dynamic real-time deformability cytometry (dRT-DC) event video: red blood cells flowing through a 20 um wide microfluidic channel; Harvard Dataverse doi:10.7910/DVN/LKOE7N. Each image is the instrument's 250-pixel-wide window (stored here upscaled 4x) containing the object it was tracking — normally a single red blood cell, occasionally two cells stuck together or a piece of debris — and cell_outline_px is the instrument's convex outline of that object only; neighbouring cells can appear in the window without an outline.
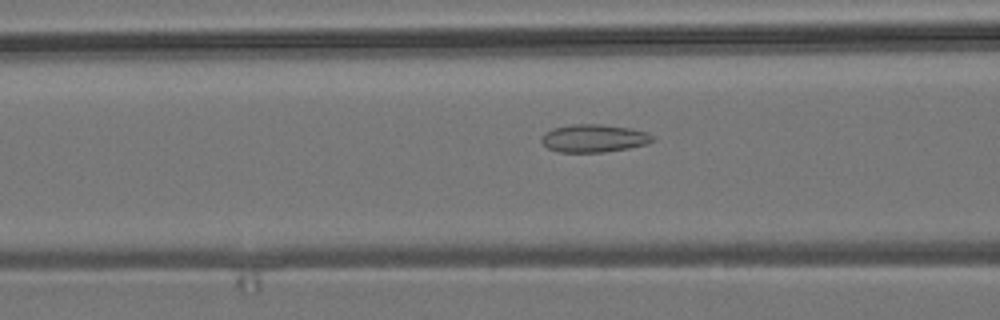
{"species": "common noctule bat (a hibernating species)", "species_latin": "Nyctalus noctula", "temperature_condition": "room temperature", "stored_images_in_passage": 44, "camera_frame_rate_fps": 3000, "um_per_image_px": 0.085, "animal": {"sex": "male", "body_mass_g": 19.2, "forearm_length_mm": 51.8}, "frame": {"image": 1, "passage_image": 21, "time_ms": 6.667, "image_size_px": [1000, 320], "cell_outline_px": [[656, 140], [648, 144], [628, 148], [604, 152], [560, 152], [548, 148], [540, 140], [544, 132], [552, 128], [572, 124], [600, 124], [632, 128], [648, 132], [656, 136]], "centroid_in_image_um": [50.53, 11.74], "position_along_channel_um": 116.1, "area_um2": 18.32}}
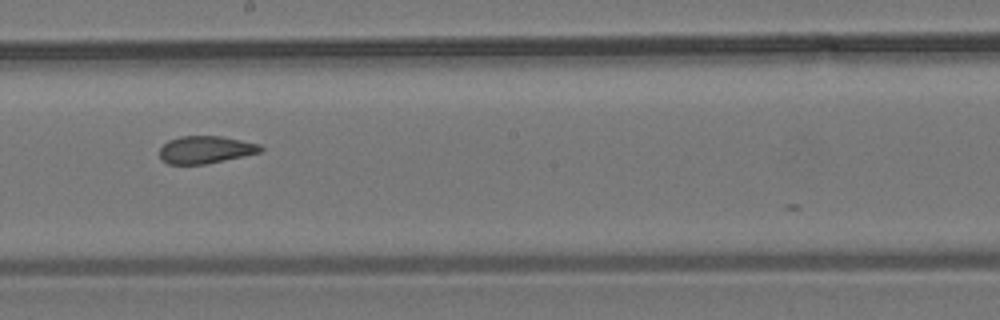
{"frame": {"image": 2, "passage_image": 30, "time_ms": 9.667, "image_size_px": [1000, 320], "cell_outline_px": [[264, 148], [260, 152], [244, 156], [204, 164], [168, 164], [160, 160], [160, 148], [168, 140], [180, 136], [220, 136], [260, 144]], "centroid_in_image_um": [17.45, 12.72], "position_along_channel_um": 230.7, "area_um2": 16.13}}
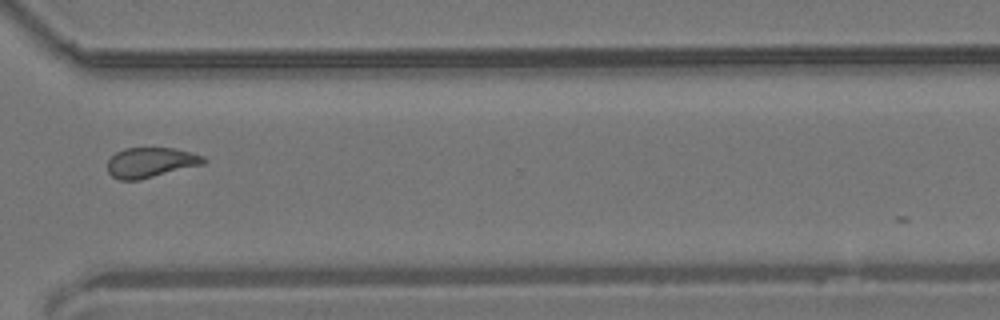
{"frame": {"image": 3, "passage_image": 40, "time_ms": 13.0, "image_size_px": [1000, 320], "cell_outline_px": [[208, 160], [204, 164], [140, 180], [120, 180], [112, 176], [108, 172], [108, 160], [116, 152], [124, 148], [176, 148], [204, 156]], "centroid_in_image_um": [12.83, 13.81], "position_along_channel_um": 357.8, "area_um2": 16.94}}